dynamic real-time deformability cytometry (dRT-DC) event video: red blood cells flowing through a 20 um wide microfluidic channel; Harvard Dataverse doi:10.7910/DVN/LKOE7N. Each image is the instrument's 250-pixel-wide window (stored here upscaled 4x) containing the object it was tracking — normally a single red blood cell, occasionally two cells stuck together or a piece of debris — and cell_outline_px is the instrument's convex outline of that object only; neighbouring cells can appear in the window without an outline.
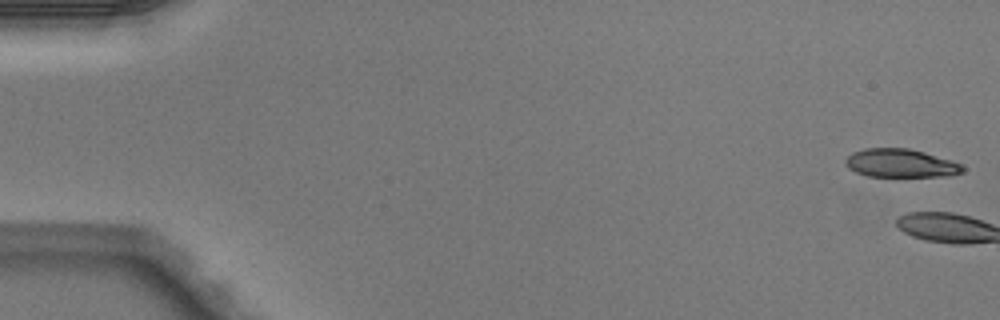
{"species": "Egyptian fruit bat (a non-hibernating species)", "species_latin": "Rousettus aegyptiacus", "temperature_condition": "warm", "stored_images_in_passage": 7, "camera_frame_rate_fps": 3000, "um_per_image_px": 0.085, "animal": {"sex": "male"}, "frame": {"image": 1, "passage_image": 1, "time_ms": 0.0, "image_size_px": [1000, 320], "cell_outline_px": [[964, 172], [948, 176], [868, 176], [856, 172], [848, 168], [844, 164], [844, 160], [852, 152], [864, 148], [908, 148], [924, 152], [952, 160], [964, 164]], "centroid_in_image_um": [76.56, 13.87], "position_along_channel_um": 8.4, "area_um2": 19.54}}
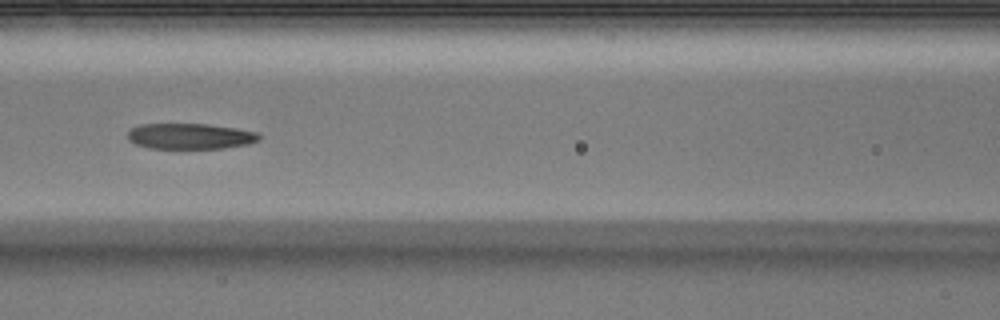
{"frame": {"image": 2, "passage_image": 7, "time_ms": 2.0, "image_size_px": [1000, 320], "cell_outline_px": [[264, 136], [260, 140], [248, 144], [224, 148], [148, 148], [136, 144], [128, 140], [128, 132], [132, 128], [140, 124], [208, 124], [236, 128], [260, 132]], "centroid_in_image_um": [16.23, 11.57], "position_along_channel_um": 150.4, "area_um2": 19.88}}